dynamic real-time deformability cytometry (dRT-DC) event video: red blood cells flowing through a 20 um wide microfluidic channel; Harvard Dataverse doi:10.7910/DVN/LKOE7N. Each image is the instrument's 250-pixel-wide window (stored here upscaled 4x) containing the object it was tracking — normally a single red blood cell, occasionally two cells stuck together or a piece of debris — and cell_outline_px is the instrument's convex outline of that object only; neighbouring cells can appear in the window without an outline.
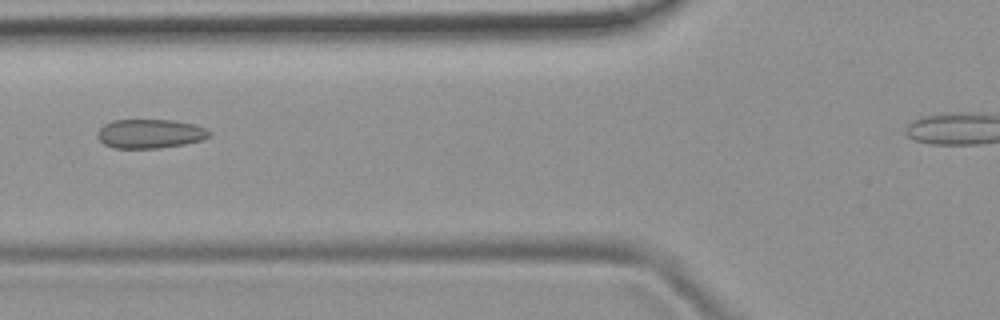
{"species": "common noctule bat (a hibernating species)", "species_latin": "Nyctalus noctula", "temperature_condition": "room temperature", "stored_images_in_passage": 4, "camera_frame_rate_fps": 3000, "um_per_image_px": 0.085, "animal": {"sex": "female", "body_mass_g": 19.9}, "frame": {"image": 1, "passage_image": 3, "time_ms": 2.333, "image_size_px": [1000, 320], "cell_outline_px": [[212, 136], [200, 140], [184, 144], [160, 148], [112, 148], [104, 144], [96, 136], [96, 132], [104, 124], [112, 120], [176, 120], [196, 124], [212, 132]], "centroid_in_image_um": [12.75, 11.36], "position_along_channel_um": 113.0, "area_um2": 19.19}}
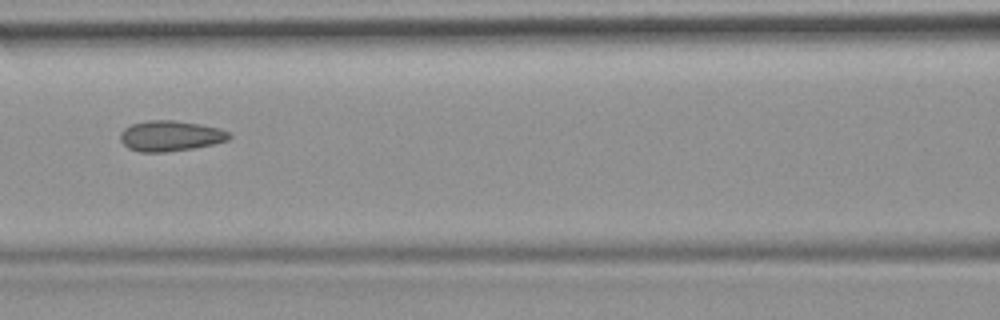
{"frame": {"image": 2, "passage_image": 4, "time_ms": 3.333, "image_size_px": [1000, 320], "cell_outline_px": [[232, 136], [228, 140], [212, 144], [192, 148], [164, 152], [140, 152], [128, 148], [120, 140], [120, 132], [124, 128], [132, 124], [148, 120], [172, 120], [200, 124], [220, 128], [228, 132]], "centroid_in_image_um": [14.47, 11.55], "position_along_channel_um": 152.1, "area_um2": 19.31}}